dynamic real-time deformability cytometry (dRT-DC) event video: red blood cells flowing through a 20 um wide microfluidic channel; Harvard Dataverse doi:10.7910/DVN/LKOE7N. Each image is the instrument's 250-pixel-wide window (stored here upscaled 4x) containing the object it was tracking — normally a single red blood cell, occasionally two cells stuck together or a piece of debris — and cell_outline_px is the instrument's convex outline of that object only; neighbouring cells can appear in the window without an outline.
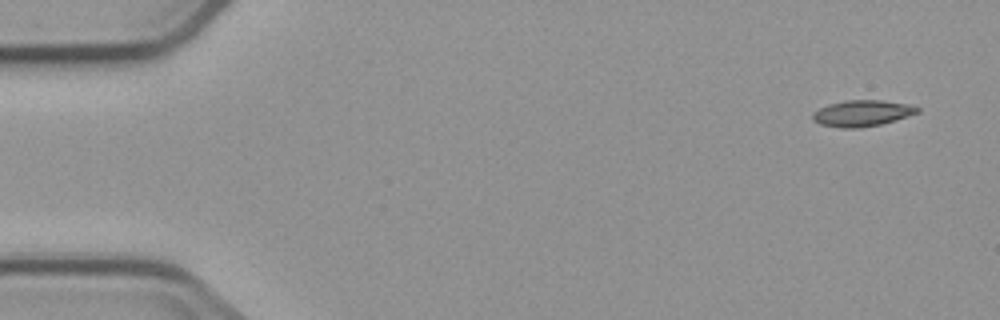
{"species": "common noctule bat (a hibernating species)", "species_latin": "Nyctalus noctula", "temperature_condition": "cold", "stored_images_in_passage": 3, "camera_frame_rate_fps": 3000, "um_per_image_px": 0.085, "animal": {"sex": "male", "body_mass_g": 23.1, "forearm_length_mm": 52.7}, "frame": {"image": 1, "passage_image": 1, "time_ms": 0.0, "image_size_px": [1000, 320], "cell_outline_px": [[920, 112], [880, 124], [856, 128], [844, 128], [820, 124], [812, 120], [812, 112], [828, 104], [848, 100], [880, 100], [904, 104], [920, 108]], "centroid_in_image_um": [73.22, 9.62], "position_along_channel_um": 11.8, "area_um2": 15.66}}